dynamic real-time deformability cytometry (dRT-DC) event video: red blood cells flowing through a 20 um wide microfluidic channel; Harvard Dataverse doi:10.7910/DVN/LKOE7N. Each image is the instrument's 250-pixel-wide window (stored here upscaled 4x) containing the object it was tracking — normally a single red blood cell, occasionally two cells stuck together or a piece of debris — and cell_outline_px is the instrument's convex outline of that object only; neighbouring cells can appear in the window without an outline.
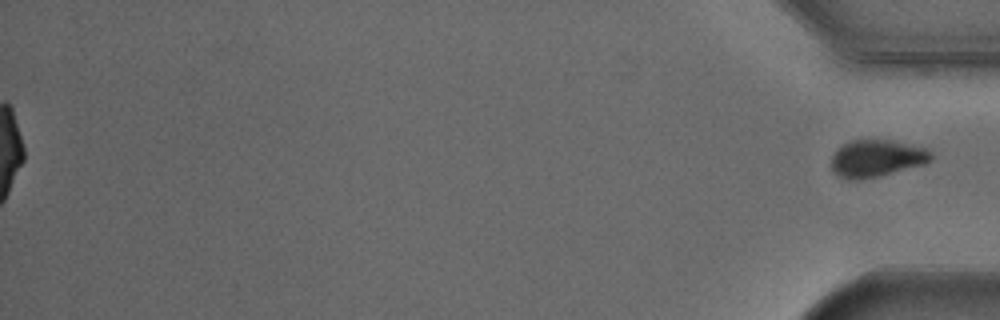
{"species": "Egyptian fruit bat (a non-hibernating species)", "species_latin": "Rousettus aegyptiacus", "temperature_condition": "cold", "stored_images_in_passage": 48, "segment_of_instrument_passage": [2, 2], "camera_frame_rate_fps": 3000, "um_per_image_px": 0.085, "animal": {"sex": "male"}, "frame": {"image": 1, "passage_image": 48, "time_ms": 15.667, "image_size_px": [1000, 320], "cell_outline_px": [[932, 160], [924, 164], [880, 176], [856, 180], [844, 180], [836, 176], [832, 172], [832, 156], [836, 148], [848, 140], [892, 140], [928, 148], [932, 152]], "centroid_in_image_um": [74.48, 13.46], "position_along_channel_um": 360.7, "area_um2": 22.02}}